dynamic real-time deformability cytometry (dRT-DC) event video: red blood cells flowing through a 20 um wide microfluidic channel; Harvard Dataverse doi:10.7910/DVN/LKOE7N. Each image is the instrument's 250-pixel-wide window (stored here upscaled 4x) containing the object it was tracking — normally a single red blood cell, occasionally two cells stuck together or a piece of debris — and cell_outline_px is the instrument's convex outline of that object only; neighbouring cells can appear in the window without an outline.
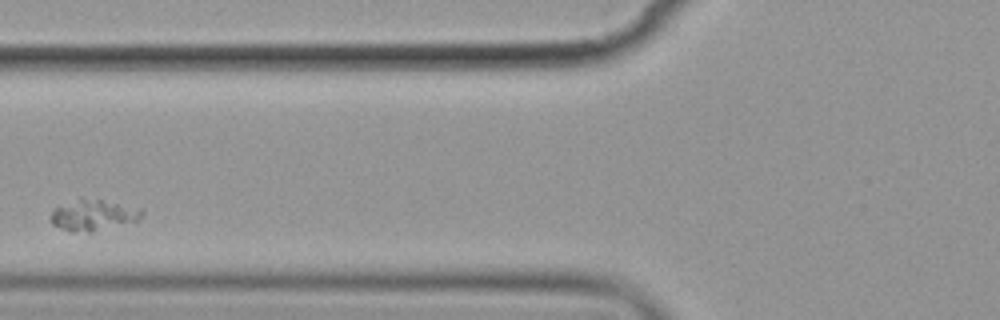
{"species": "common noctule bat (a hibernating species)", "species_latin": "Nyctalus noctula", "temperature_condition": "cold", "stored_images_in_passage": 4, "camera_frame_rate_fps": 3000, "um_per_image_px": 0.085, "animal": {"sex": "female", "body_mass_g": 19.9}, "frame": {"image": 1, "passage_image": 2, "time_ms": 1.333, "image_size_px": [1000, 320], "cell_outline_px": [[144, 212], [140, 220], [92, 232], [72, 232], [52, 224], [48, 220], [52, 212], [56, 208], [80, 196], [144, 208]], "centroid_in_image_um": [7.95, 18.27], "position_along_channel_um": 117.9, "area_um2": 16.76}}
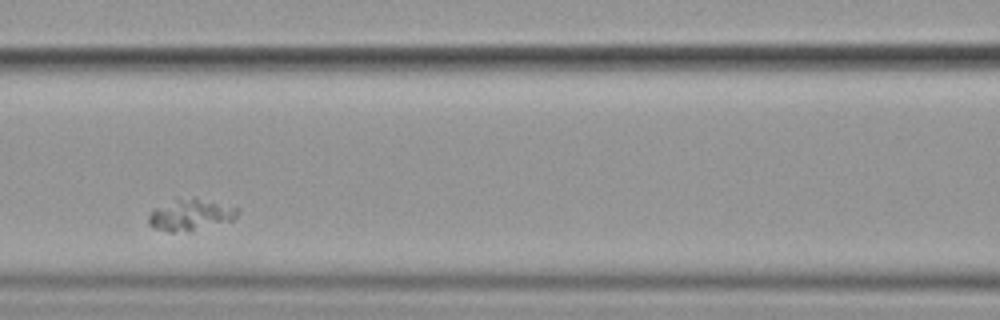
{"frame": {"image": 2, "passage_image": 3, "time_ms": 2.333, "image_size_px": [1000, 320], "cell_outline_px": [[240, 212], [232, 220], [188, 232], [168, 232], [152, 228], [148, 224], [148, 216], [152, 208], [176, 200], [196, 196], [240, 208]], "centroid_in_image_um": [16.19, 18.26], "position_along_channel_um": 150.4, "area_um2": 16.65}}
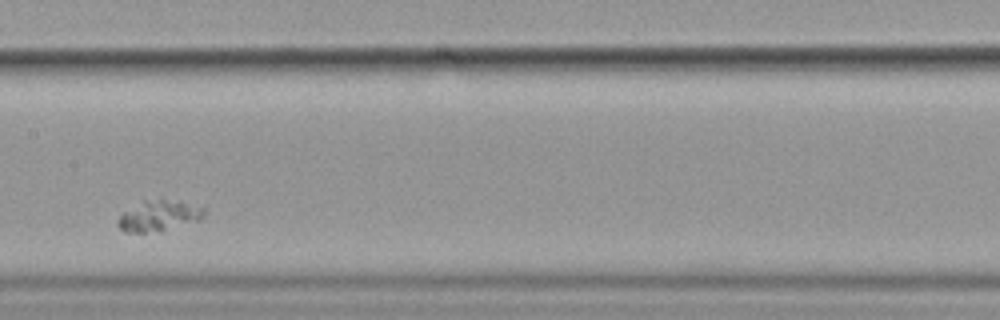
{"frame": {"image": 3, "passage_image": 4, "time_ms": 3.667, "image_size_px": [1000, 320], "cell_outline_px": [[204, 216], [200, 220], [160, 232], [124, 232], [116, 224], [116, 220], [120, 212], [144, 200], [160, 196], [180, 200], [204, 208]], "centroid_in_image_um": [13.47, 18.3], "position_along_channel_um": 193.9, "area_um2": 16.3}}